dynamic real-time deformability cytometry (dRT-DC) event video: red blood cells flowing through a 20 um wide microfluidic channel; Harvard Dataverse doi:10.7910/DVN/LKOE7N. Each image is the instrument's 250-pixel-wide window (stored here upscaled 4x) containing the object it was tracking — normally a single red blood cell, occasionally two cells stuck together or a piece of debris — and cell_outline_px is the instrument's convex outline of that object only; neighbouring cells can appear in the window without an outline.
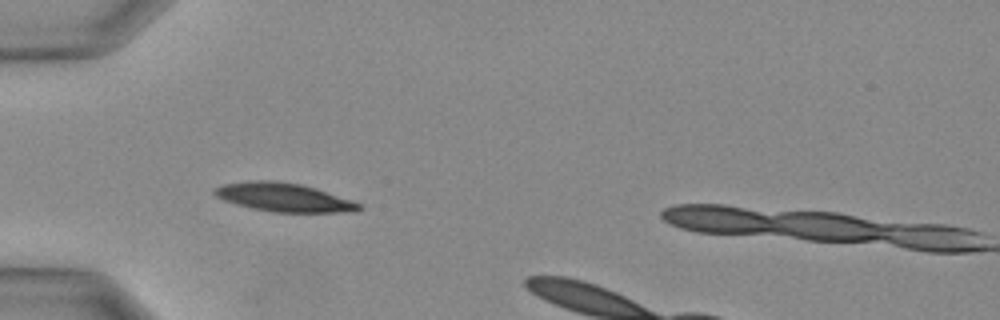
{"species": "Egyptian fruit bat (a non-hibernating species)", "species_latin": "Rousettus aegyptiacus", "temperature_condition": "warm", "stored_images_in_passage": 4, "camera_frame_rate_fps": 3000, "um_per_image_px": 0.085, "animal": {"sex": "female"}, "frame": {"image": 1, "passage_image": 1, "time_ms": 0.0, "image_size_px": [1000, 320], "cell_outline_px": [[364, 208], [356, 212], [272, 212], [252, 208], [236, 204], [224, 200], [216, 196], [212, 192], [212, 188], [224, 184], [256, 180], [272, 180], [300, 184], [316, 188], [352, 200], [360, 204]], "centroid_in_image_um": [24.14, 16.78], "position_along_channel_um": 60.9, "area_um2": 24.1}}
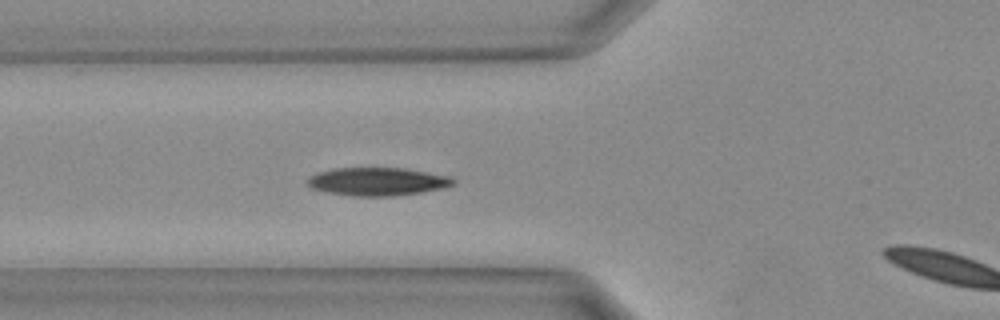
{"frame": {"image": 2, "passage_image": 3, "time_ms": 0.667, "image_size_px": [1000, 320], "cell_outline_px": [[456, 184], [444, 188], [420, 192], [392, 196], [352, 196], [324, 192], [312, 188], [308, 184], [308, 180], [312, 176], [320, 172], [336, 168], [404, 168], [452, 176], [456, 180]], "centroid_in_image_um": [32.15, 15.43], "position_along_channel_um": 93.6, "area_um2": 23.87}}